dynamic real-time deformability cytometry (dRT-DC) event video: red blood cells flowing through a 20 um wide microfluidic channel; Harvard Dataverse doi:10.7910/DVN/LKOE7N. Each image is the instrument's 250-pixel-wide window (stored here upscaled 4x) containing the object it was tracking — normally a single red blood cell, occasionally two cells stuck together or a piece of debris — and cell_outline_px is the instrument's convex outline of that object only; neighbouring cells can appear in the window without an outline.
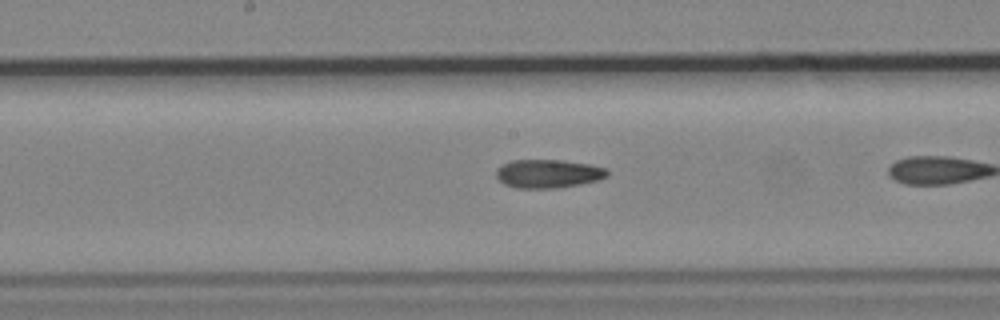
{"species": "common noctule bat (a hibernating species)", "species_latin": "Nyctalus noctula", "temperature_condition": "cold", "stored_images_in_passage": 15, "camera_frame_rate_fps": 3000, "um_per_image_px": 0.085, "animal": {"sex": "male", "body_mass_g": 19.2, "forearm_length_mm": 51.8}, "frame": {"image": 1, "passage_image": 13, "time_ms": 4.0, "image_size_px": [1000, 320], "cell_outline_px": [[608, 176], [600, 180], [580, 184], [556, 188], [516, 188], [504, 184], [496, 176], [496, 168], [500, 164], [512, 160], [564, 160], [588, 164], [608, 168]], "centroid_in_image_um": [46.59, 14.75], "position_along_channel_um": 201.6, "area_um2": 18.67}}